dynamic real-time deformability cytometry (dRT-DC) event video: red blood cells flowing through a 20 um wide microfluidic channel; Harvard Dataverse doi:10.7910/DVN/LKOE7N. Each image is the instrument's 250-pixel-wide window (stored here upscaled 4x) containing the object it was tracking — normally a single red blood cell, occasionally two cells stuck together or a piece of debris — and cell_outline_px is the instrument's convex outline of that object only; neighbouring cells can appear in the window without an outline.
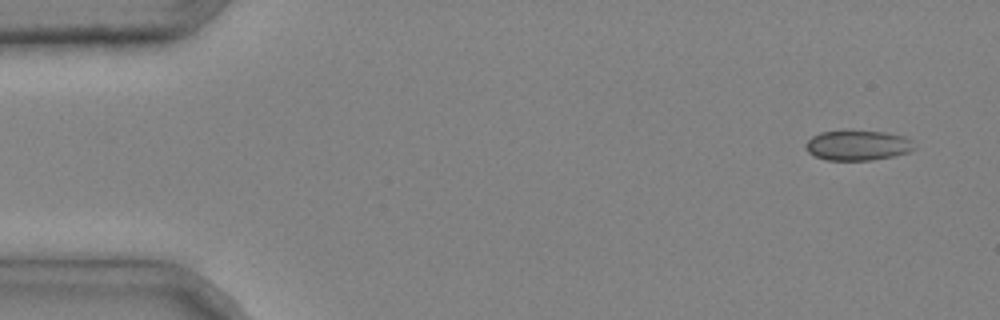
{"species": "common noctule bat (a hibernating species)", "species_latin": "Nyctalus noctula", "temperature_condition": "cold", "stored_images_in_passage": 3, "camera_frame_rate_fps": 3000, "um_per_image_px": 0.085, "animal": {"sex": "male", "body_mass_g": 20.4}, "frame": {"image": 1, "passage_image": 1, "time_ms": 0.0, "image_size_px": [1000, 320], "cell_outline_px": [[916, 148], [908, 152], [892, 156], [872, 160], [828, 160], [812, 156], [804, 148], [804, 144], [812, 136], [820, 132], [884, 132], [904, 136], [912, 140]], "centroid_in_image_um": [72.88, 12.38], "position_along_channel_um": 12.1, "area_um2": 18.84}}
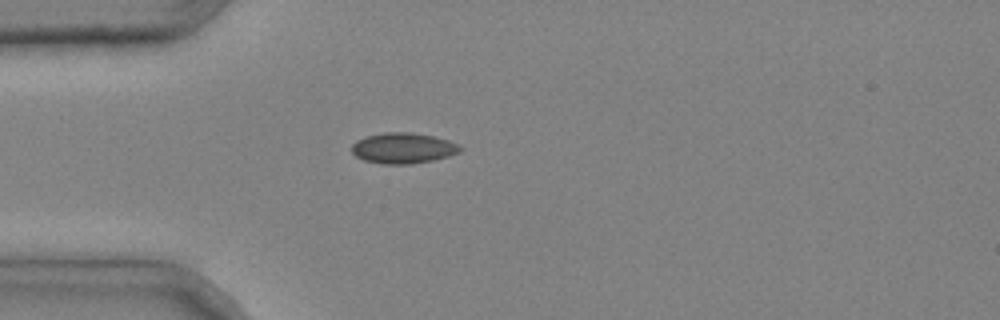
{"frame": {"image": 2, "passage_image": 3, "time_ms": 0.667, "image_size_px": [1000, 320], "cell_outline_px": [[464, 148], [460, 152], [448, 156], [432, 160], [412, 164], [384, 164], [364, 160], [356, 156], [352, 152], [352, 144], [356, 140], [364, 136], [384, 132], [412, 132], [432, 136], [448, 140]], "centroid_in_image_um": [34.25, 12.58], "position_along_channel_um": 50.8, "area_um2": 19.42}}